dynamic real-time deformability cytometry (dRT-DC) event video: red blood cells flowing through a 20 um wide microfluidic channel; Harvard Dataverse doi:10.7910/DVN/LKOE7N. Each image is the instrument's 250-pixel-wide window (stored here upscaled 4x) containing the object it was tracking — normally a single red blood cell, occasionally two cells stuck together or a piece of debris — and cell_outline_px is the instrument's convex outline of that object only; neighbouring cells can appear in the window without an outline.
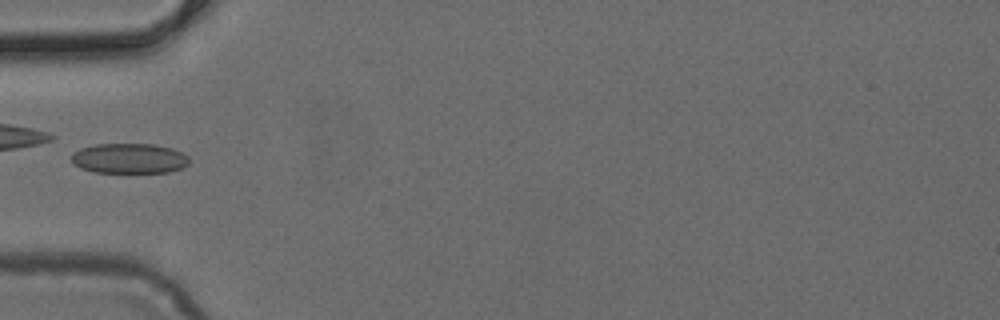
{"species": "common noctule bat (a hibernating species)", "species_latin": "Nyctalus noctula", "temperature_condition": "cold", "stored_images_in_passage": 3, "camera_frame_rate_fps": 3000, "um_per_image_px": 0.085, "animal": {"sex": "female", "body_mass_g": 24.6, "forearm_length_mm": 56.2}, "frame": {"image": 1, "passage_image": 3, "time_ms": 0.667, "image_size_px": [1000, 320], "cell_outline_px": [[188, 164], [180, 168], [168, 172], [92, 172], [80, 168], [72, 164], [72, 152], [80, 148], [96, 144], [152, 144], [172, 148], [188, 156]], "centroid_in_image_um": [10.93, 13.46], "position_along_channel_um": 74.1, "area_um2": 20.63}}